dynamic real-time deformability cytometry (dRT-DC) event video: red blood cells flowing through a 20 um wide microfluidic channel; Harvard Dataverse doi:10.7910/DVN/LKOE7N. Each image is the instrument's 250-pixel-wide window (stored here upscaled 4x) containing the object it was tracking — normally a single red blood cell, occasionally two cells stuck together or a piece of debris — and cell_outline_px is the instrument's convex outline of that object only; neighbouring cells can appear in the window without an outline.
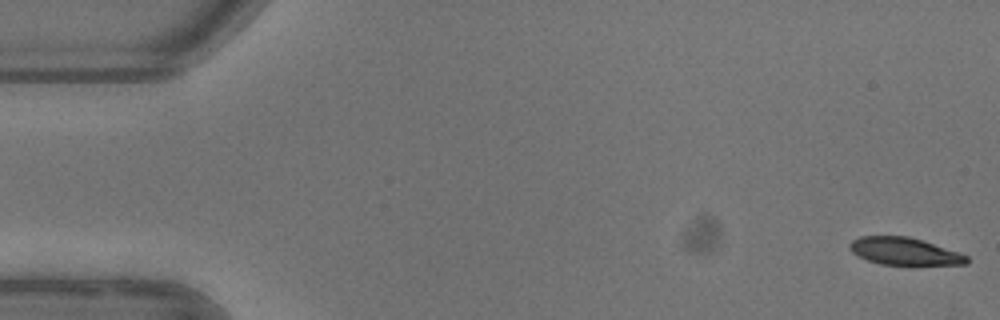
{"species": "common noctule bat (a hibernating species)", "species_latin": "Nyctalus noctula", "temperature_condition": "warm", "stored_images_in_passage": 4, "camera_frame_rate_fps": 3000, "um_per_image_px": 0.085, "animal": {"sex": "female"}, "frame": {"image": 1, "passage_image": 1, "time_ms": 0.0, "image_size_px": [1000, 320], "cell_outline_px": [[968, 264], [880, 264], [868, 260], [852, 252], [848, 248], [848, 244], [852, 240], [860, 236], [908, 236], [968, 256]], "centroid_in_image_um": [76.8, 21.35], "position_along_channel_um": 8.2, "area_um2": 18.15}}
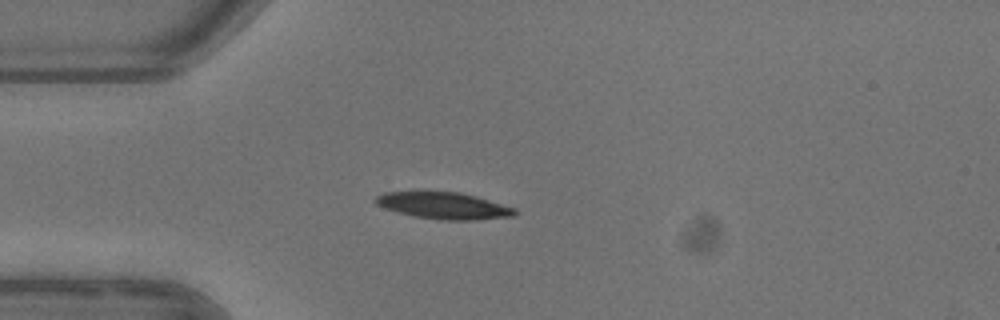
{"frame": {"image": 2, "passage_image": 4, "time_ms": 4.333, "image_size_px": [1000, 320], "cell_outline_px": [[516, 216], [476, 220], [440, 220], [412, 216], [384, 208], [376, 204], [372, 200], [376, 196], [384, 192], [416, 188], [460, 192], [476, 196], [516, 208]], "centroid_in_image_um": [37.62, 17.43], "position_along_channel_um": 47.4, "area_um2": 22.89}}